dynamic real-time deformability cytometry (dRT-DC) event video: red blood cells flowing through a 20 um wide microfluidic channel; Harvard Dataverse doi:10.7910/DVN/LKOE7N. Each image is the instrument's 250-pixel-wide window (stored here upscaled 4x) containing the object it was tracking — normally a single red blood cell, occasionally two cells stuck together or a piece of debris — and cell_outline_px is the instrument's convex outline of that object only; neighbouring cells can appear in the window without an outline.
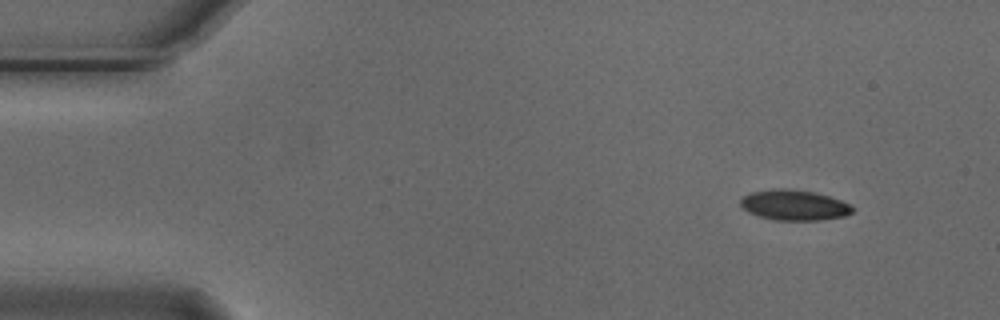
{"species": "Egyptian fruit bat (a non-hibernating species)", "species_latin": "Rousettus aegyptiacus", "temperature_condition": "cold", "stored_images_in_passage": 3, "camera_frame_rate_fps": 3000, "um_per_image_px": 0.085, "animal": {"sex": "male"}, "frame": {"image": 1, "passage_image": 1, "time_ms": 0.0, "image_size_px": [1000, 320], "cell_outline_px": [[856, 208], [852, 212], [844, 216], [820, 220], [776, 220], [760, 216], [748, 212], [740, 204], [740, 200], [744, 196], [752, 192], [772, 188], [788, 188], [812, 192], [828, 196], [840, 200]], "centroid_in_image_um": [67.5, 17.43], "position_along_channel_um": 17.5, "area_um2": 19.71}}
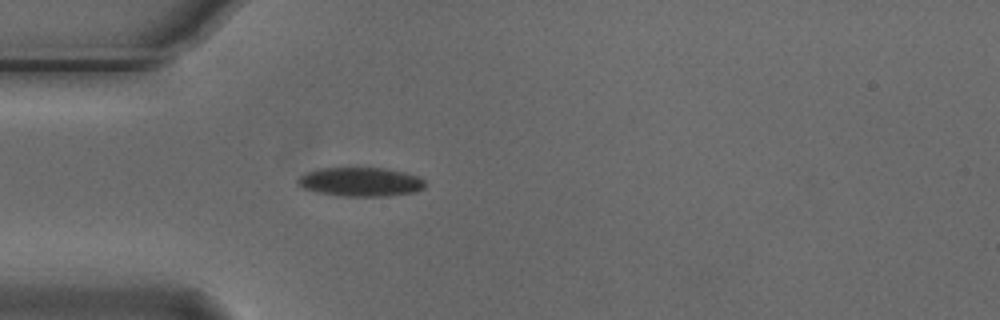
{"frame": {"image": 2, "passage_image": 3, "time_ms": 0.667, "image_size_px": [1000, 320], "cell_outline_px": [[424, 188], [416, 192], [388, 196], [340, 196], [316, 192], [304, 188], [296, 184], [296, 180], [304, 172], [320, 168], [384, 168], [404, 172], [416, 176], [424, 180]], "centroid_in_image_um": [30.61, 15.46], "position_along_channel_um": 54.4, "area_um2": 21.62}}